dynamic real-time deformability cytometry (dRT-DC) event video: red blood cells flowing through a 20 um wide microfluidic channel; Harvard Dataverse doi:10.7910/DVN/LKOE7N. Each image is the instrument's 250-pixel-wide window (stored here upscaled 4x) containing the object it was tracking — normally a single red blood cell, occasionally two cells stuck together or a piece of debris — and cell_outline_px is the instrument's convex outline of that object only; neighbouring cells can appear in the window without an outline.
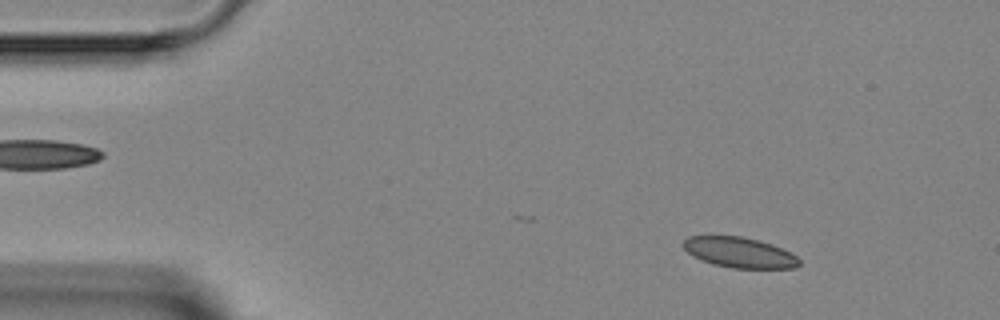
{"species": "Egyptian fruit bat (a non-hibernating species)", "species_latin": "Rousettus aegyptiacus", "temperature_condition": "room temperature", "stored_images_in_passage": 4, "camera_frame_rate_fps": 3000, "um_per_image_px": 0.085, "animal": {"sex": "female"}, "frame": {"image": 1, "passage_image": 1, "time_ms": 0.0, "image_size_px": [1000, 320], "cell_outline_px": [[800, 264], [796, 268], [732, 268], [712, 264], [692, 256], [680, 244], [688, 236], [740, 236], [760, 240], [772, 244], [796, 256], [800, 260]], "centroid_in_image_um": [62.82, 21.46], "position_along_channel_um": 22.2, "area_um2": 20.58}}